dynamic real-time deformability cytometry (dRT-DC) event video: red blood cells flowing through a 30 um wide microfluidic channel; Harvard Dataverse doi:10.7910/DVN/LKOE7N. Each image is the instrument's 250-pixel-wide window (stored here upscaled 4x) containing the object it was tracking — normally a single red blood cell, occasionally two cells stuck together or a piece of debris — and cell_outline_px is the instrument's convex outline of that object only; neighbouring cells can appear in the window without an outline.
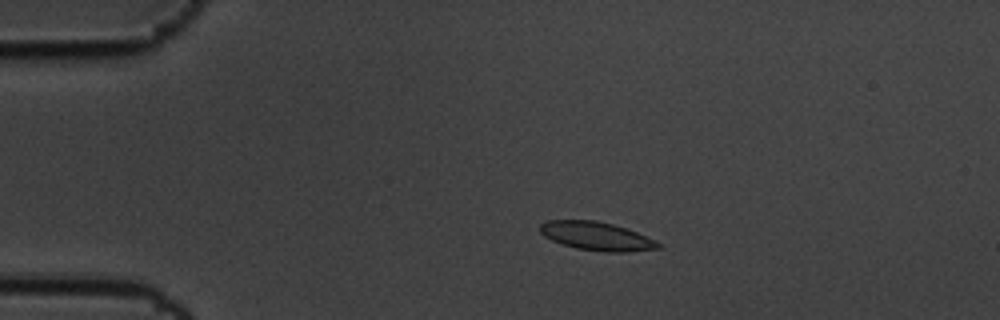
{"species": "common noctule bat (a hibernating species)", "species_latin": "Nyctalus noctula", "temperature_condition": "cold", "stored_images_in_passage": 14, "camera_frame_rate_fps": 3000, "um_per_image_px": 0.085, "animal": {"sex": "male", "body_mass_g": 19.5, "forearm_length_mm": 54.6}, "frame": {"image": 1, "passage_image": 2, "time_ms": 0.333, "image_size_px": [1000, 320], "cell_outline_px": [[660, 248], [624, 252], [604, 252], [576, 248], [552, 240], [544, 236], [540, 232], [540, 224], [548, 220], [596, 220], [628, 228], [660, 244]], "centroid_in_image_um": [50.67, 20.06], "position_along_channel_um": 34.3, "area_um2": 19.36}}
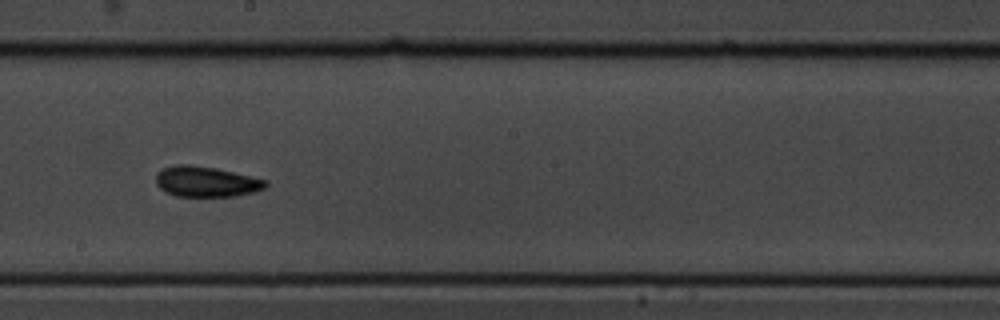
{"frame": {"image": 2, "passage_image": 8, "time_ms": 2.333, "image_size_px": [1000, 320], "cell_outline_px": [[268, 184], [264, 188], [256, 192], [236, 196], [176, 196], [164, 192], [156, 184], [156, 172], [164, 168], [176, 164], [188, 164], [216, 168], [252, 176], [268, 180]], "centroid_in_image_um": [17.53, 15.44], "position_along_channel_um": 230.7, "area_um2": 19.71}}
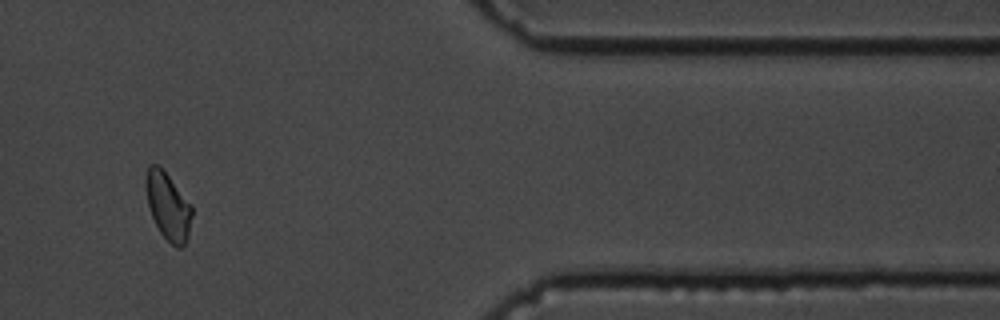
{"frame": {"image": 3, "passage_image": 12, "time_ms": 3.667, "image_size_px": [1000, 320], "cell_outline_px": [[192, 216], [188, 236], [184, 244], [180, 248], [176, 248], [160, 232], [152, 216], [148, 204], [144, 188], [144, 180], [148, 168], [152, 164], [156, 164], [168, 176], [192, 204]], "centroid_in_image_um": [14.28, 17.53], "position_along_channel_um": 397.1, "area_um2": 17.92}}